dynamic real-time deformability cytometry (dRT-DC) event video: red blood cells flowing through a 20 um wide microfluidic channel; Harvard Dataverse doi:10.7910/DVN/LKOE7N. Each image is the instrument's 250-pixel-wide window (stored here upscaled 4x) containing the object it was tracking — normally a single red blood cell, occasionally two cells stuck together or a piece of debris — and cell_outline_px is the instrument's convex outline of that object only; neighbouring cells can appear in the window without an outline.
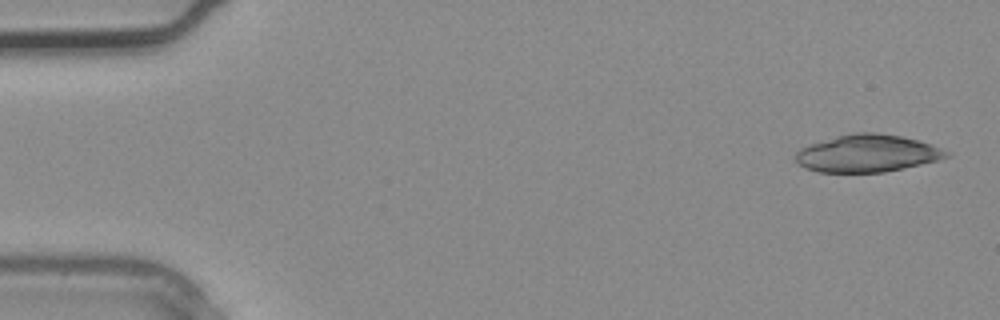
{"species": "common noctule bat (a hibernating species)", "species_latin": "Nyctalus noctula", "temperature_condition": "warm", "stored_images_in_passage": 4, "camera_frame_rate_fps": 3000, "um_per_image_px": 0.085, "animal": {"sex": "male", "body_mass_g": 20.4}, "frame": {"image": 1, "passage_image": 1, "time_ms": 0.0, "image_size_px": [1000, 320], "cell_outline_px": [[948, 156], [936, 160], [904, 168], [884, 172], [816, 172], [804, 168], [796, 160], [796, 152], [800, 148], [836, 136], [852, 132], [876, 132], [900, 136], [920, 140], [948, 152]], "centroid_in_image_um": [73.68, 13.03], "position_along_channel_um": 11.3, "area_um2": 32.54}}